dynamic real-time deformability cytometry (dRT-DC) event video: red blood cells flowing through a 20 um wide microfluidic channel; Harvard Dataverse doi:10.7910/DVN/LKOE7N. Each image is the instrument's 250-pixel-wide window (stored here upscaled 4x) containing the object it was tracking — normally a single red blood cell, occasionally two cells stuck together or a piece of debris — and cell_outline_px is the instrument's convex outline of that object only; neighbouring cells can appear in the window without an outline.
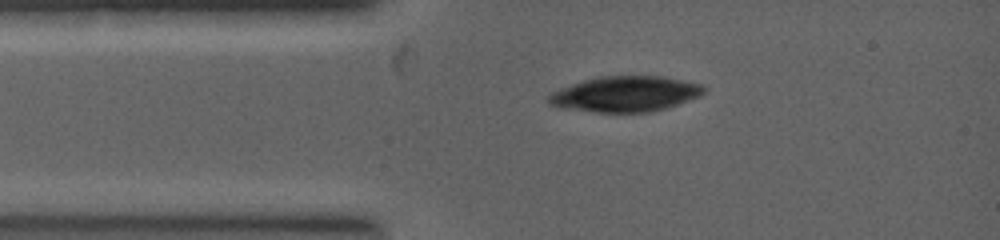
{"species": "common noctule bat (a hibernating species)", "species_latin": "Nyctalus noctula", "temperature_condition": "warm", "stored_images_in_passage": 4, "camera_frame_rate_fps": 5000, "um_per_image_px": 0.085, "animal": {"sex": "female", "body_mass_g": 19.0, "forearm_length_mm": 53.3}, "frame": {"image": 1, "passage_image": 1, "time_ms": 0.0, "image_size_px": [1000, 240], "cell_outline_px": [[704, 92], [700, 96], [664, 108], [648, 112], [596, 112], [556, 108], [548, 104], [548, 96], [552, 92], [572, 84], [584, 80], [600, 76], [664, 76], [700, 84], [704, 88]], "centroid_in_image_um": [53.09, 7.99], "position_along_channel_um": 31.9, "area_um2": 31.96}}
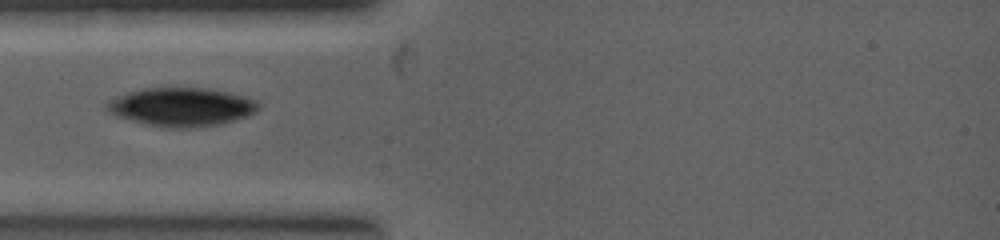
{"frame": {"image": 2, "passage_image": 3, "time_ms": 0.8, "image_size_px": [1000, 240], "cell_outline_px": [[260, 104], [256, 112], [248, 116], [224, 124], [196, 128], [160, 128], [144, 124], [116, 116], [108, 112], [104, 108], [112, 100], [128, 92], [144, 88], [204, 88], [224, 92], [240, 96], [252, 100]], "centroid_in_image_um": [15.41, 9.13], "position_along_channel_um": 69.6, "area_um2": 33.99}}